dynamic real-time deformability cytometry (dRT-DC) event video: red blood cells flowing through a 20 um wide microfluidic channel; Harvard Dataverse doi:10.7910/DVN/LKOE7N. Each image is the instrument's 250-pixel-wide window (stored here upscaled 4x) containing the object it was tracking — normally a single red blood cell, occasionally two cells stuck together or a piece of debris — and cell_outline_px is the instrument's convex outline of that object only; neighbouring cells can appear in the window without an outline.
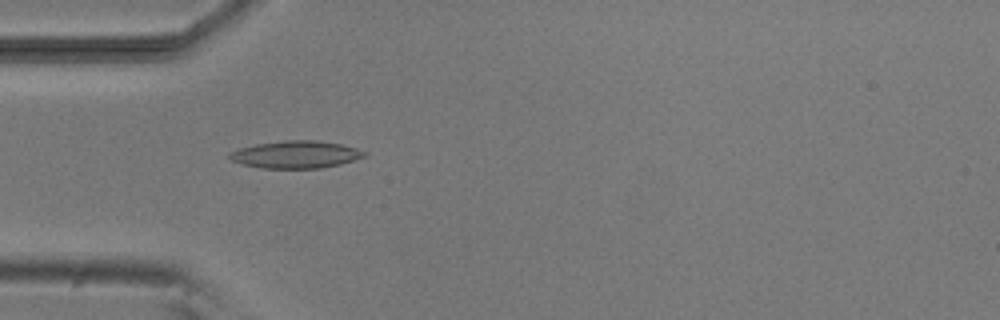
{"species": "common noctule bat (a hibernating species)", "species_latin": "Nyctalus noctula", "temperature_condition": "room temperature", "stored_images_in_passage": 7, "camera_frame_rate_fps": 3000, "um_per_image_px": 0.085, "animal": {"sex": "male", "body_mass_g": 20.5, "forearm_length_mm": 52.5}, "frame": {"image": 1, "passage_image": 5, "time_ms": 4.333, "image_size_px": [1000, 320], "cell_outline_px": [[368, 156], [340, 164], [320, 168], [264, 168], [244, 164], [232, 160], [228, 156], [228, 152], [240, 148], [256, 144], [284, 140], [316, 140], [340, 144], [356, 148], [368, 152]], "centroid_in_image_um": [25.18, 13.13], "position_along_channel_um": 59.8, "area_um2": 21.44}}
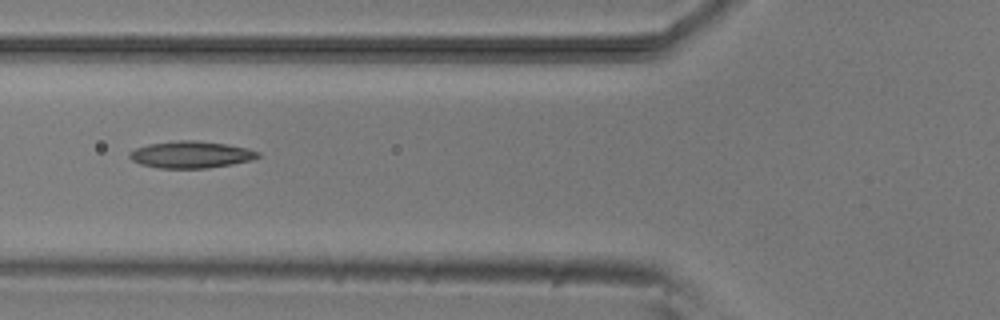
{"frame": {"image": 2, "passage_image": 6, "time_ms": 5.667, "image_size_px": [1000, 320], "cell_outline_px": [[260, 156], [252, 160], [232, 164], [208, 168], [160, 168], [140, 164], [132, 160], [128, 156], [128, 152], [136, 148], [148, 144], [180, 140], [196, 140], [224, 144], [248, 148], [260, 152]], "centroid_in_image_um": [16.23, 13.14], "position_along_channel_um": 109.6, "area_um2": 20.11}}
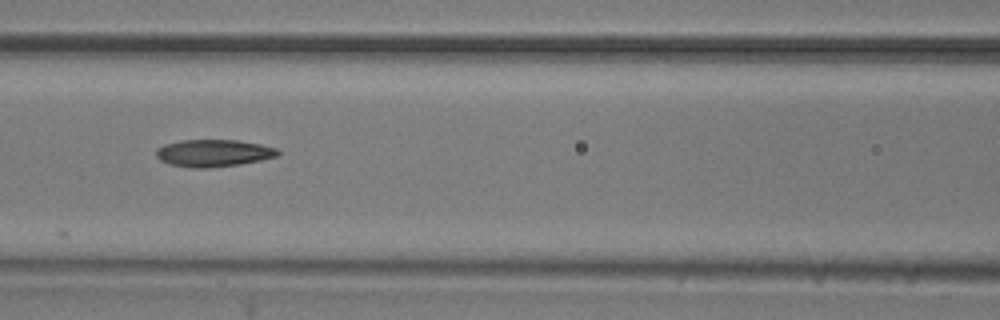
{"frame": {"image": 3, "passage_image": 7, "time_ms": 6.667, "image_size_px": [1000, 320], "cell_outline_px": [[280, 156], [240, 164], [208, 168], [188, 168], [168, 164], [160, 160], [156, 156], [156, 148], [164, 144], [180, 140], [236, 140], [260, 144], [276, 148], [280, 152]], "centroid_in_image_um": [18.12, 13.02], "position_along_channel_um": 148.5, "area_um2": 19.48}}